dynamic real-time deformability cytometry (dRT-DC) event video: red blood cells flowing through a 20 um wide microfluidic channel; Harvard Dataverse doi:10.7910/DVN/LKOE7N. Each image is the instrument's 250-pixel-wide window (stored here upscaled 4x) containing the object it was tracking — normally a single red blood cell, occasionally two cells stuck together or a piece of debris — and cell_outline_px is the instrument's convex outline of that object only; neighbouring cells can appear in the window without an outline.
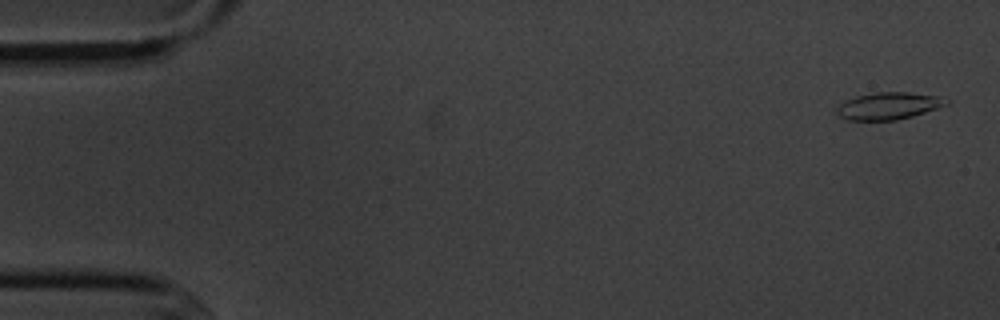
{"species": "common noctule bat (a hibernating species)", "species_latin": "Nyctalus noctula", "temperature_condition": "cold", "stored_images_in_passage": 6, "camera_frame_rate_fps": 3000, "um_per_image_px": 0.085, "animal": {"sex": "male", "body_mass_g": 20.1, "forearm_length_mm": 53.5}, "frame": {"image": 1, "passage_image": 1, "time_ms": 0.0, "image_size_px": [1000, 320], "cell_outline_px": [[952, 100], [948, 104], [912, 116], [896, 120], [848, 120], [840, 116], [836, 112], [836, 108], [840, 104], [856, 96], [876, 92], [908, 92], [940, 96]], "centroid_in_image_um": [75.56, 8.99], "position_along_channel_um": 9.4, "area_um2": 17.22}}